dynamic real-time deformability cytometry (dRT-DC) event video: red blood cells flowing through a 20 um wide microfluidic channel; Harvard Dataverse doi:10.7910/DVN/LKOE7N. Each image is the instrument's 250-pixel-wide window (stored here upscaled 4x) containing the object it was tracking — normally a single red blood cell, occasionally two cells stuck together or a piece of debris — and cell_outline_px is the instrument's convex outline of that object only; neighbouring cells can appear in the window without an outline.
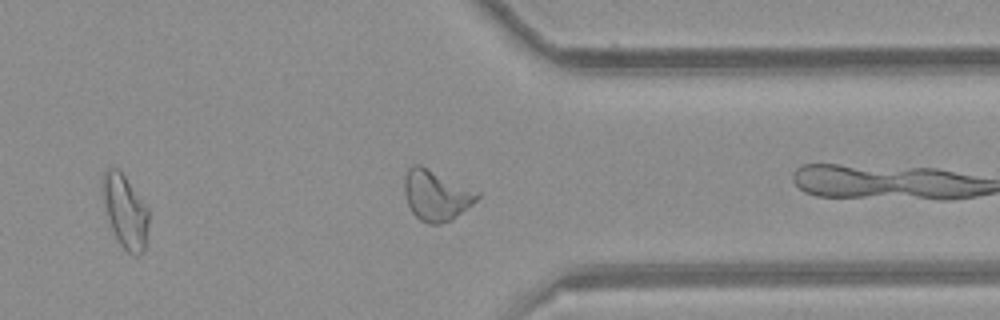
{"species": "common noctule bat (a hibernating species)", "species_latin": "Nyctalus noctula", "temperature_condition": "room temperature", "stored_images_in_passage": 22, "segment_of_instrument_passage": [2, 3], "camera_frame_rate_fps": 3000, "um_per_image_px": 0.085, "animal": {"sex": "female", "body_mass_g": 21.9}, "frame": {"image": 1, "passage_image": 21, "time_ms": 6.667, "image_size_px": [1000, 320], "cell_outline_px": [[148, 224], [144, 252], [136, 256], [132, 256], [120, 244], [108, 228], [100, 188], [100, 184], [104, 168], [120, 168], [148, 208]], "centroid_in_image_um": [10.57, 17.94], "position_along_channel_um": 400.8, "area_um2": 20.58}}